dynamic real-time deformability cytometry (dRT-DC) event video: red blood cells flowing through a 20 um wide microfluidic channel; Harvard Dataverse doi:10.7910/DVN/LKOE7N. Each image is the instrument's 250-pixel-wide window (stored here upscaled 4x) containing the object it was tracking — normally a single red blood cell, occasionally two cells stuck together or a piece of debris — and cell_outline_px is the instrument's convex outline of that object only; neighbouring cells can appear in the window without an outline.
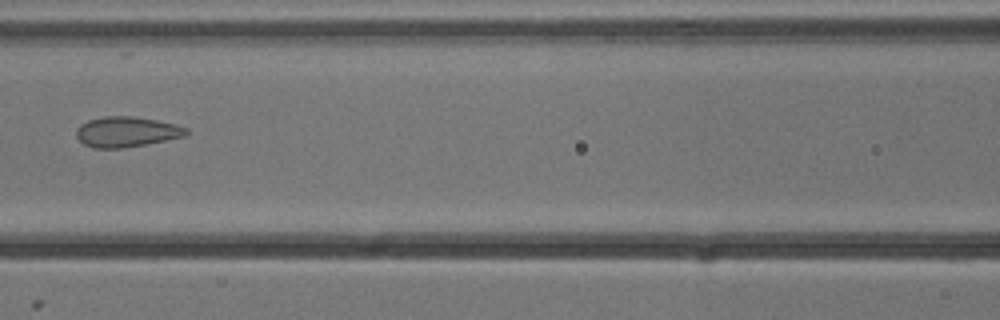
{"species": "common noctule bat (a hibernating species)", "species_latin": "Nyctalus noctula", "temperature_condition": "cold", "stored_images_in_passage": 7, "camera_frame_rate_fps": 3000, "um_per_image_px": 0.085, "animal": {"sex": "male", "body_mass_g": 13.3}, "frame": {"image": 1, "passage_image": 7, "time_ms": 2.0, "image_size_px": [1000, 320], "cell_outline_px": [[188, 132], [184, 136], [144, 144], [120, 148], [92, 148], [84, 144], [76, 136], [76, 128], [80, 124], [88, 120], [104, 116], [132, 116], [156, 120], [176, 124], [188, 128]], "centroid_in_image_um": [10.72, 11.19], "position_along_channel_um": 155.9, "area_um2": 19.31}}